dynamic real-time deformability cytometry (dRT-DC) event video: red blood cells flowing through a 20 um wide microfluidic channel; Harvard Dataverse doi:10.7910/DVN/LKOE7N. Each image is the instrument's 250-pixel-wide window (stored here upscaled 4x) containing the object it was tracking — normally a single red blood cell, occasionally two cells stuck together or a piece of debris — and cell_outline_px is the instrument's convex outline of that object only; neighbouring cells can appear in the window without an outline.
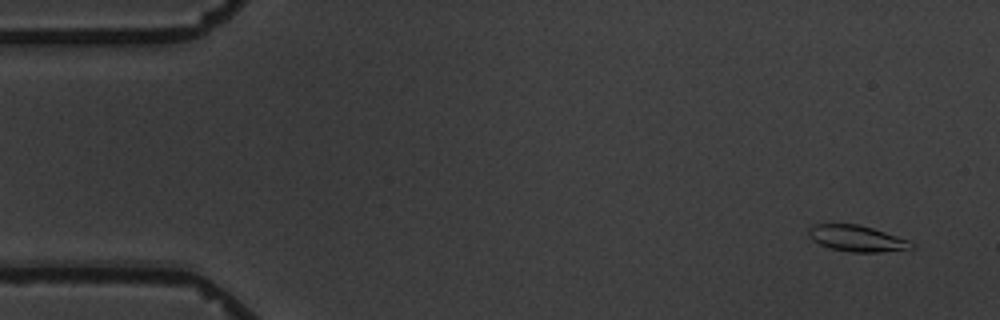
{"species": "common noctule bat (a hibernating species)", "species_latin": "Nyctalus noctula", "temperature_condition": "warm", "stored_images_in_passage": 6, "camera_frame_rate_fps": 3000, "um_per_image_px": 0.085, "animal": {"sex": "male", "body_mass_g": 19.5, "forearm_length_mm": 54.6}, "frame": {"image": 1, "passage_image": 1, "time_ms": 0.0, "image_size_px": [1000, 320], "cell_outline_px": [[916, 248], [880, 252], [852, 252], [832, 248], [820, 244], [812, 240], [808, 236], [808, 228], [816, 224], [856, 224], [872, 228], [908, 240], [916, 244]], "centroid_in_image_um": [72.85, 20.27], "position_along_channel_um": 12.2, "area_um2": 15.55}}
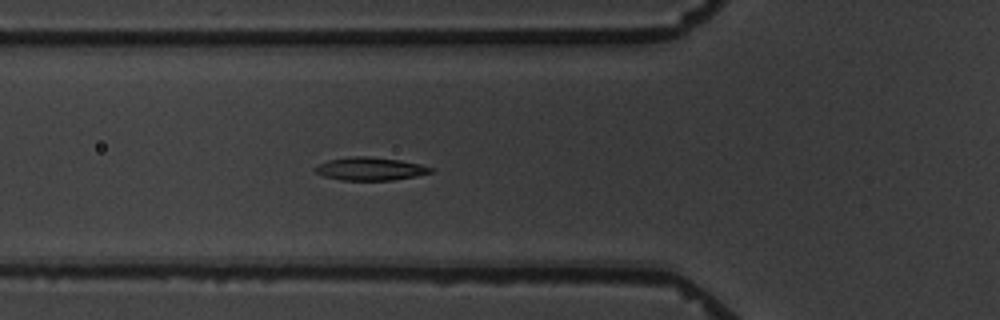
{"frame": {"image": 2, "passage_image": 6, "time_ms": 5.667, "image_size_px": [1000, 320], "cell_outline_px": [[436, 168], [432, 172], [416, 176], [392, 180], [340, 180], [324, 176], [316, 172], [312, 168], [328, 160], [348, 156], [368, 156], [400, 160], [420, 164]], "centroid_in_image_um": [31.48, 14.34], "position_along_channel_um": 94.3, "area_um2": 15.61}}